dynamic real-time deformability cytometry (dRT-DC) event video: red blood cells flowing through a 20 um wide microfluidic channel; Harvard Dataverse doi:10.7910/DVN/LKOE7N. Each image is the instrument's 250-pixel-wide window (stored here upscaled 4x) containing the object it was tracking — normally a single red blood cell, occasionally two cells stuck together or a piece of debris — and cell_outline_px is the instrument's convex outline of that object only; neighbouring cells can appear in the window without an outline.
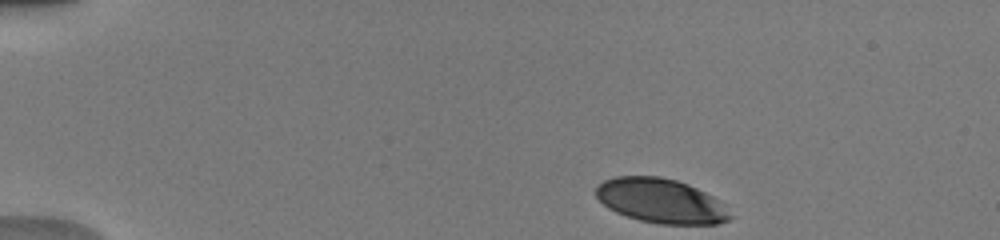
{"species": "human", "species_latin": "Homo sapiens", "temperature_condition": "warm", "stored_images_in_passage": 43, "camera_frame_rate_fps": 3000, "um_per_image_px": 0.085, "donor": {"sex": "male"}, "frame": {"image": 1, "passage_image": 1, "time_ms": 0.0, "image_size_px": [1000, 240], "cell_outline_px": [[732, 216], [728, 220], [716, 224], [660, 224], [640, 220], [616, 212], [608, 208], [596, 196], [596, 188], [604, 180], [616, 176], [660, 176], [676, 180], [688, 184], [712, 196]], "centroid_in_image_um": [56.14, 17.07], "position_along_channel_um": 28.9, "area_um2": 34.28}}
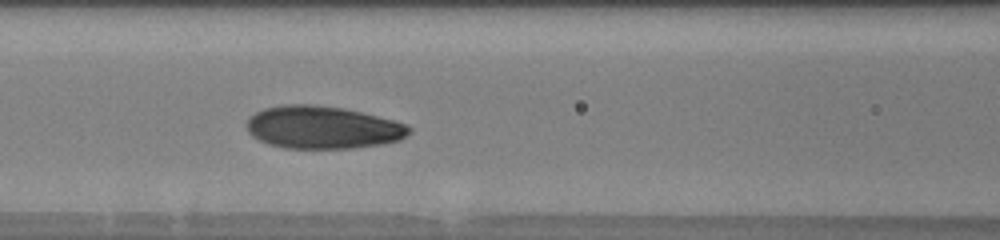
{"frame": {"image": 2, "passage_image": 16, "time_ms": 5.0, "image_size_px": [1000, 240], "cell_outline_px": [[412, 132], [400, 140], [384, 144], [352, 148], [284, 148], [268, 144], [252, 136], [248, 132], [248, 120], [256, 112], [264, 108], [280, 104], [316, 104], [344, 108], [408, 124], [412, 128]], "centroid_in_image_um": [27.45, 10.83], "position_along_channel_um": 139.2, "area_um2": 40.52}}
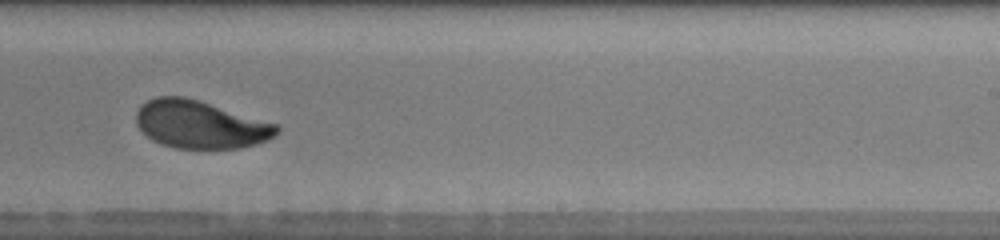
{"frame": {"image": 3, "passage_image": 26, "time_ms": 8.333, "image_size_px": [1000, 240], "cell_outline_px": [[280, 132], [276, 136], [268, 140], [256, 144], [240, 148], [176, 148], [160, 144], [152, 140], [136, 124], [136, 112], [140, 104], [156, 96], [184, 96], [200, 100], [280, 124]], "centroid_in_image_um": [17.06, 10.57], "position_along_channel_um": 271.9, "area_um2": 39.65}, "authors_computed_cell_mechanics": {"area_um2": 39.0728, "velocity_mm_per_s": 3.9964, "shape_relaxation_time_tau1_ms": 3.3585, "shape_relaxation_time_tau2_ms": 0.8616, "deformation_change_tau1": 0.1519, "deformation_change_tau2": 0.0645}}